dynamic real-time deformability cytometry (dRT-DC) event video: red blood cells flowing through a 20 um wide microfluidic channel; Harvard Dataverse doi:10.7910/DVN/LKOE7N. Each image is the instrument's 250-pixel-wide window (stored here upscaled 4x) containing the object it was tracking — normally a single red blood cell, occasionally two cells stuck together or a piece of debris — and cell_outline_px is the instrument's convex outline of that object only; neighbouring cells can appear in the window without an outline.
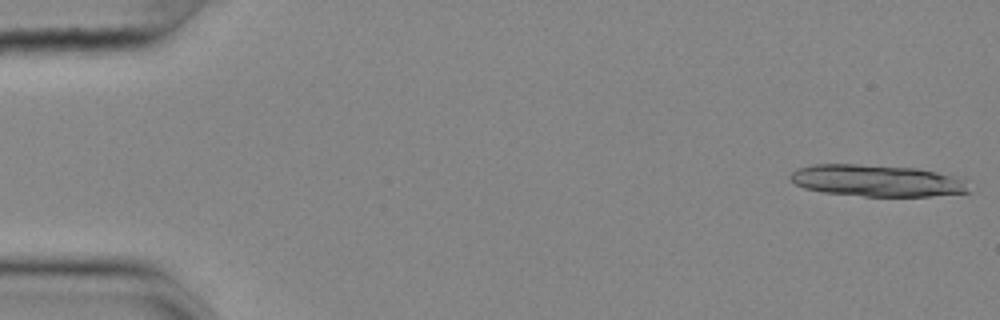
{"species": "common noctule bat (a hibernating species)", "species_latin": "Nyctalus noctula", "temperature_condition": "cold", "stored_images_in_passage": 15, "camera_frame_rate_fps": 3000, "um_per_image_px": 0.085, "animal": {"sex": "female", "body_mass_g": 25.1}, "frame": {"image": 1, "passage_image": 1, "time_ms": 0.0, "image_size_px": [1000, 320], "cell_outline_px": [[968, 192], [932, 196], [864, 196], [824, 192], [804, 188], [796, 184], [788, 176], [796, 168], [812, 164], [856, 164], [916, 168], [956, 176], [964, 180]], "centroid_in_image_um": [74.48, 15.35], "position_along_channel_um": 10.5, "area_um2": 32.83}}